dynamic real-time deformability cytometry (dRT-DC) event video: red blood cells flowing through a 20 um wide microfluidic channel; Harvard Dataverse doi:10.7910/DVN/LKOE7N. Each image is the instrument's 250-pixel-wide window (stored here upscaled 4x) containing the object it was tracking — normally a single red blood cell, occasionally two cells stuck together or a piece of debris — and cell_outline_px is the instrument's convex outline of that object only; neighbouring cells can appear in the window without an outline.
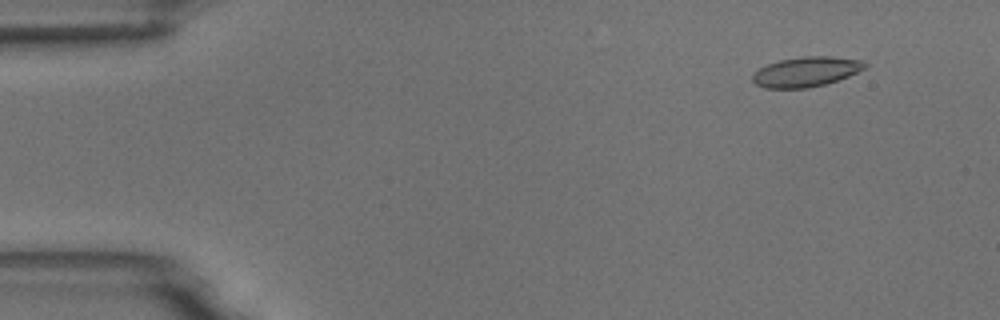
{"species": "common noctule bat (a hibernating species)", "species_latin": "Nyctalus noctula", "temperature_condition": "room temperature", "stored_images_in_passage": 3, "camera_frame_rate_fps": 3000, "um_per_image_px": 0.085, "animal": {"sex": "male", "body_mass_g": 18.8}, "frame": {"image": 1, "passage_image": 1, "time_ms": 0.0, "image_size_px": [1000, 320], "cell_outline_px": [[868, 64], [864, 68], [848, 76], [824, 84], [808, 88], [764, 88], [756, 84], [752, 80], [752, 76], [760, 68], [768, 64], [780, 60], [804, 56], [832, 56], [864, 60]], "centroid_in_image_um": [68.53, 6.09], "position_along_channel_um": 16.5, "area_um2": 19.42}}
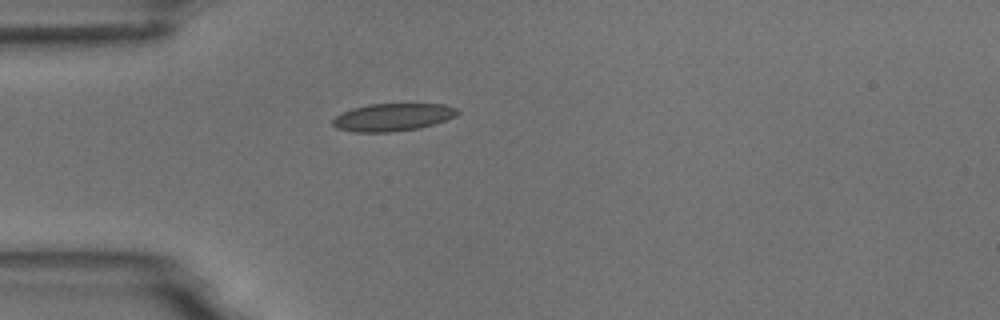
{"frame": {"image": 2, "passage_image": 3, "time_ms": 3.333, "image_size_px": [1000, 320], "cell_outline_px": [[460, 112], [456, 116], [448, 120], [420, 128], [392, 132], [352, 132], [336, 128], [332, 124], [332, 120], [336, 116], [352, 108], [368, 104], [444, 104], [456, 108]], "centroid_in_image_um": [33.4, 9.97], "position_along_channel_um": 51.6, "area_um2": 20.23}}